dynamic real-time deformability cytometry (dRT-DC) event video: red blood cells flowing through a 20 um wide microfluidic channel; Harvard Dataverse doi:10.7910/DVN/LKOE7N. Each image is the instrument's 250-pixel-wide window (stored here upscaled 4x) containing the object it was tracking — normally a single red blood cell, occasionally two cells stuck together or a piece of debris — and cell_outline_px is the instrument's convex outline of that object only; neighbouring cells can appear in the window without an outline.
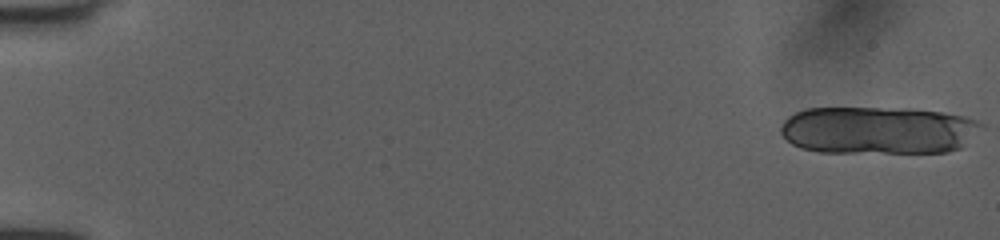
{"species": "human", "species_latin": "Homo sapiens", "temperature_condition": "room temperature", "stored_images_in_passage": 17, "camera_frame_rate_fps": 3000, "um_per_image_px": 0.085, "donor": {"sex": "female"}, "frame": {"image": 1, "passage_image": 1, "time_ms": 0.0, "image_size_px": [1000, 240], "cell_outline_px": [[984, 128], [960, 148], [948, 152], [820, 152], [800, 148], [792, 144], [780, 132], [780, 128], [784, 120], [788, 116], [796, 112], [808, 108], [908, 108], [944, 112], [964, 116], [976, 120], [984, 124]], "centroid_in_image_um": [74.67, 11.06], "position_along_channel_um": 10.3, "area_um2": 56.07}}